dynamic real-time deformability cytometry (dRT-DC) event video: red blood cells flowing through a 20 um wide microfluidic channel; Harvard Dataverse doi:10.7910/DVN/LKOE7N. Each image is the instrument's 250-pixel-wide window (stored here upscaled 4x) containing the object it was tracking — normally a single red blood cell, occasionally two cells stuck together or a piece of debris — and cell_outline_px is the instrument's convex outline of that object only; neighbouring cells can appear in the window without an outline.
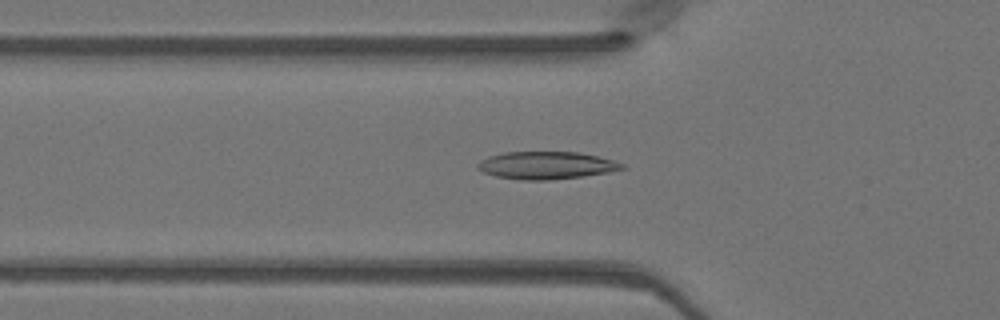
{"species": "Egyptian fruit bat (a non-hibernating species)", "species_latin": "Rousettus aegyptiacus", "temperature_condition": "warm", "stored_images_in_passage": 31, "camera_frame_rate_fps": 3000, "um_per_image_px": 0.085, "animal": {"sex": "female"}, "frame": {"image": 1, "passage_image": 4, "time_ms": 1.0, "image_size_px": [1000, 320], "cell_outline_px": [[628, 168], [608, 172], [580, 176], [548, 180], [524, 180], [496, 176], [484, 172], [476, 168], [476, 164], [480, 160], [488, 156], [504, 152], [576, 152], [596, 156], [612, 160], [624, 164]], "centroid_in_image_um": [46.4, 14.05], "position_along_channel_um": 79.4, "area_um2": 23.0}}
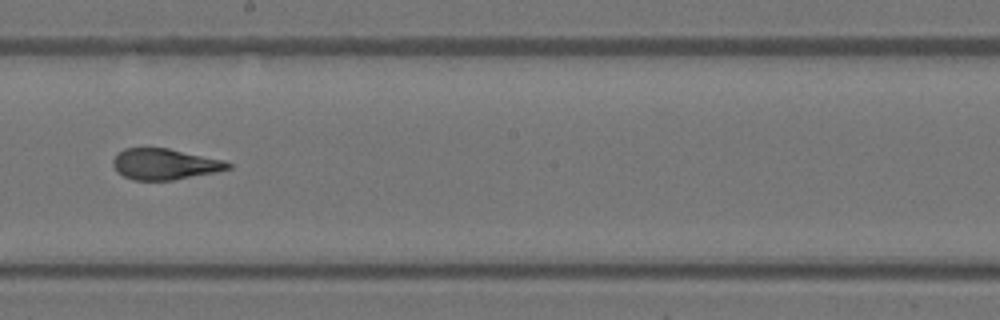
{"frame": {"image": 2, "passage_image": 15, "time_ms": 4.667, "image_size_px": [1000, 320], "cell_outline_px": [[232, 168], [216, 172], [172, 180], [132, 180], [124, 176], [112, 164], [112, 160], [116, 152], [124, 148], [168, 148], [224, 160], [232, 164]], "centroid_in_image_um": [14.0, 13.94], "position_along_channel_um": 234.2, "area_um2": 20.75}}
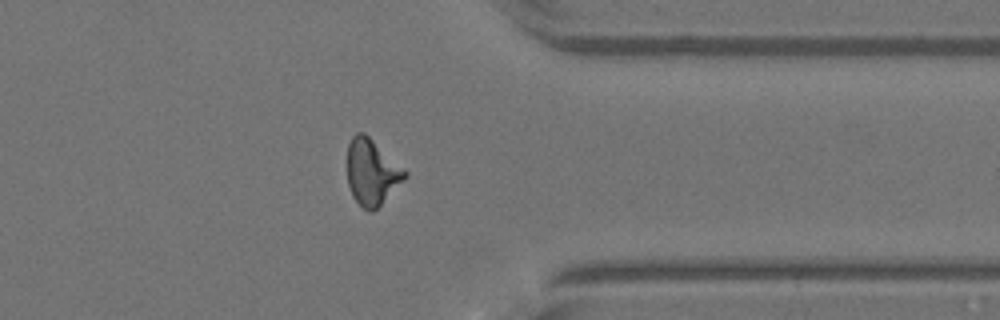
{"frame": {"image": 3, "passage_image": 26, "time_ms": 8.333, "image_size_px": [1000, 320], "cell_outline_px": [[408, 176], [372, 212], [368, 212], [352, 196], [348, 184], [348, 144], [352, 136], [356, 132], [364, 132], [404, 168], [408, 172]], "centroid_in_image_um": [31.6, 14.61], "position_along_channel_um": 379.8, "area_um2": 21.85}}